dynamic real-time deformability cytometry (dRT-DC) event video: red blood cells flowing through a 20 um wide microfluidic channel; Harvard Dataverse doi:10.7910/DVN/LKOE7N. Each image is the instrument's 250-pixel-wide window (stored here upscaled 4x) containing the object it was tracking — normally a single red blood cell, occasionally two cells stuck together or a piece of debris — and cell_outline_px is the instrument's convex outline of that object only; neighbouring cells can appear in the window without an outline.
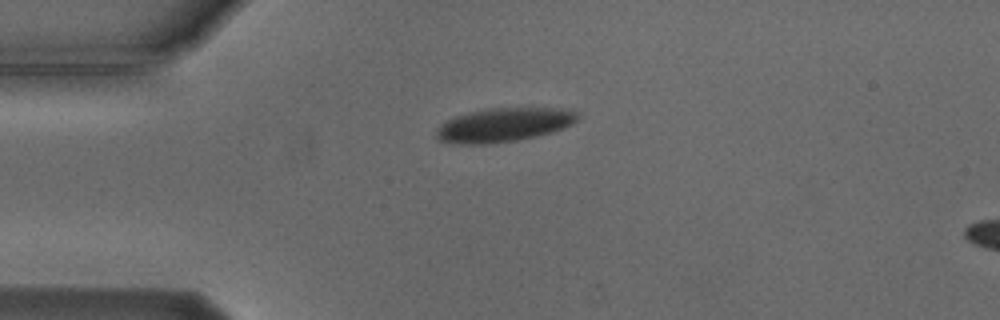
{"species": "Egyptian fruit bat (a non-hibernating species)", "species_latin": "Rousettus aegyptiacus", "temperature_condition": "cold", "stored_images_in_passage": 4, "camera_frame_rate_fps": 3000, "um_per_image_px": 0.085, "animal": {"sex": "male"}, "frame": {"image": 1, "passage_image": 1, "time_ms": 0.0, "image_size_px": [1000, 320], "cell_outline_px": [[580, 116], [572, 124], [564, 128], [552, 132], [536, 136], [516, 140], [488, 144], [456, 144], [440, 140], [436, 136], [436, 128], [440, 124], [456, 116], [468, 112], [492, 108], [572, 108], [580, 112]], "centroid_in_image_um": [42.87, 10.6], "position_along_channel_um": 42.1, "area_um2": 28.09}}
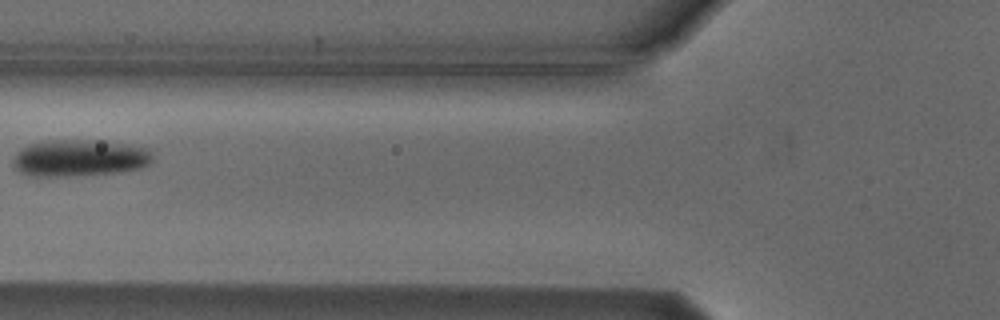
{"frame": {"image": 2, "passage_image": 3, "time_ms": 2.667, "image_size_px": [1000, 320], "cell_outline_px": [[152, 160], [148, 164], [140, 168], [112, 172], [72, 176], [28, 176], [20, 172], [12, 164], [12, 160], [16, 152], [28, 144], [44, 140], [104, 140], [132, 144], [148, 148], [152, 152]], "centroid_in_image_um": [6.74, 13.4], "position_along_channel_um": 119.1, "area_um2": 30.29}}